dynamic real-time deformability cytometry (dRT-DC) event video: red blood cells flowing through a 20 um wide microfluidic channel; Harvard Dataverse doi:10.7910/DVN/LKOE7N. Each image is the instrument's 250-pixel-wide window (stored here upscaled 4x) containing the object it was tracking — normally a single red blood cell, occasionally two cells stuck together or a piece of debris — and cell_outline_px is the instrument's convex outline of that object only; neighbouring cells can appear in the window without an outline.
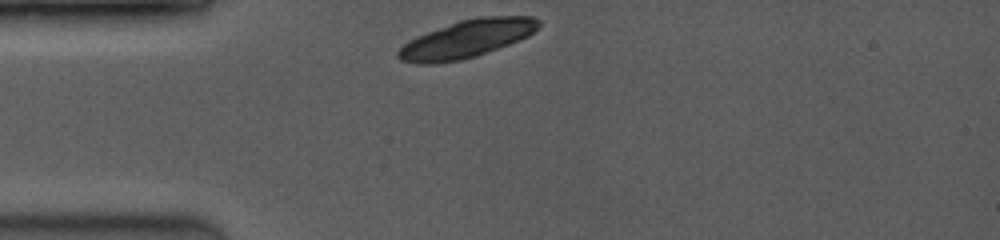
{"species": "common noctule bat (a hibernating species)", "species_latin": "Nyctalus noctula", "temperature_condition": "room temperature", "stored_images_in_passage": 3, "camera_frame_rate_fps": 3500, "um_per_image_px": 0.085, "animal": {"sex": "female", "body_mass_g": 19.0, "forearm_length_mm": 53.3}, "frame": {"image": 1, "passage_image": 1, "time_ms": 0.0, "image_size_px": [1000, 240], "cell_outline_px": [[540, 24], [528, 36], [508, 44], [476, 56], [460, 60], [436, 64], [416, 64], [400, 60], [396, 56], [396, 52], [404, 44], [416, 36], [460, 20], [476, 16], [532, 16], [540, 20]], "centroid_in_image_um": [39.64, 3.31], "position_along_channel_um": 45.4, "area_um2": 30.75}}